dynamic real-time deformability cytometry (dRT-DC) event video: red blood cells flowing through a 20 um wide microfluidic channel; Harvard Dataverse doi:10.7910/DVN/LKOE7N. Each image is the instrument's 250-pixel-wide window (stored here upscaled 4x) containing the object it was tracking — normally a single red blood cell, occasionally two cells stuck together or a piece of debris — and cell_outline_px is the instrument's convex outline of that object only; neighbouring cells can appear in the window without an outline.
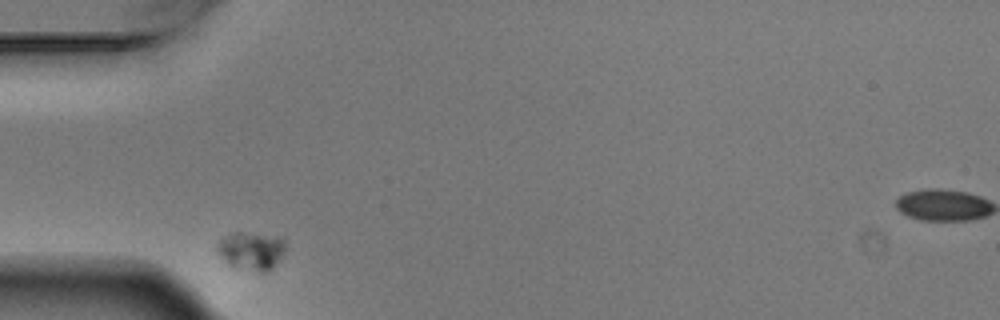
{"species": "Egyptian fruit bat (a non-hibernating species)", "species_latin": "Rousettus aegyptiacus", "temperature_condition": "warm", "stored_images_in_passage": 2, "camera_frame_rate_fps": 3000, "um_per_image_px": 0.085, "animal": {"sex": "male"}, "frame": {"image": 1, "passage_image": 1, "time_ms": 0.0, "image_size_px": [1000, 320], "cell_outline_px": [[284, 252], [276, 264], [268, 272], [256, 272], [232, 268], [220, 256], [216, 248], [216, 244], [224, 236], [232, 232], [244, 232], [284, 240]], "centroid_in_image_um": [21.29, 21.37], "position_along_channel_um": 63.7, "area_um2": 15.09}}